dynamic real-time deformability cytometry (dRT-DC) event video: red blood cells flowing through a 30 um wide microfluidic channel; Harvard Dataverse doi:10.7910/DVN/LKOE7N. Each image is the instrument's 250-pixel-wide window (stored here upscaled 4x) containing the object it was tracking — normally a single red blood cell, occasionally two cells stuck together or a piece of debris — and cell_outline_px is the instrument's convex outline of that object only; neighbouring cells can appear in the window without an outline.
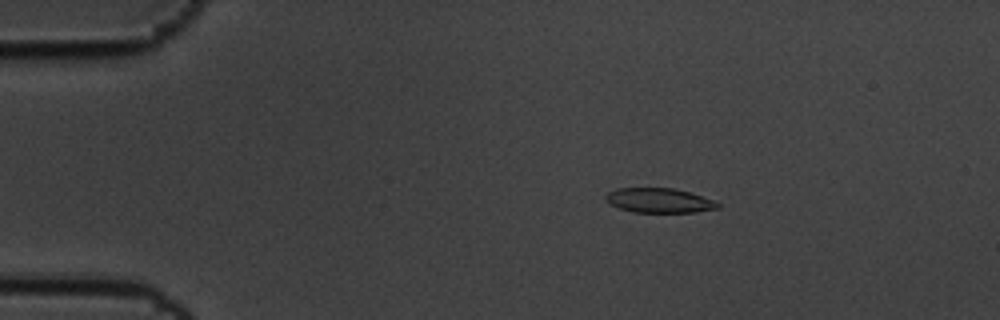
{"species": "common noctule bat (a hibernating species)", "species_latin": "Nyctalus noctula", "temperature_condition": "cold", "stored_images_in_passage": 7, "segment_of_instrument_passage": [1, 2], "camera_frame_rate_fps": 3000, "um_per_image_px": 0.085, "animal": {"sex": "male", "body_mass_g": 19.5, "forearm_length_mm": 54.6}, "frame": {"image": 1, "passage_image": 4, "time_ms": 1.0, "image_size_px": [1000, 320], "cell_outline_px": [[720, 208], [696, 212], [632, 212], [608, 204], [604, 200], [604, 196], [608, 192], [616, 188], [672, 188], [688, 192], [712, 200], [720, 204]], "centroid_in_image_um": [55.97, 17.04], "position_along_channel_um": 29.0, "area_um2": 16.07}}